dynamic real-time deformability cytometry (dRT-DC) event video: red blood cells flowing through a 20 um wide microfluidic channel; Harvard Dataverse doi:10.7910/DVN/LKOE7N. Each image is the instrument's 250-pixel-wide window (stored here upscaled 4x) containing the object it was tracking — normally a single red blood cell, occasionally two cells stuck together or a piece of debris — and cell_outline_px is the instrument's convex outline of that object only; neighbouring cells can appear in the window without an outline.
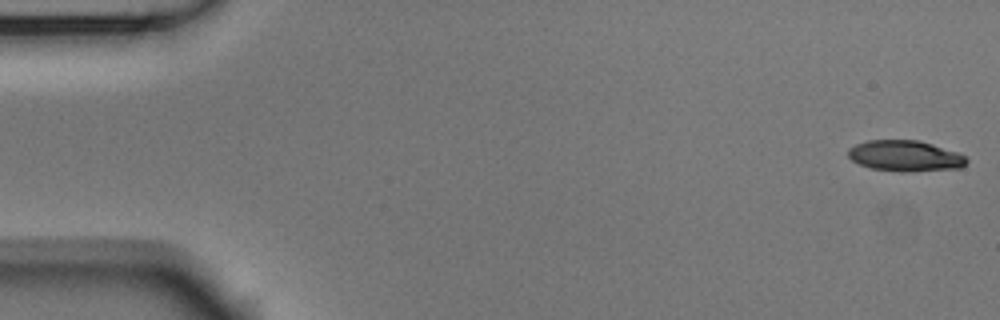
{"species": "Egyptian fruit bat (a non-hibernating species)", "species_latin": "Rousettus aegyptiacus", "temperature_condition": "room temperature", "stored_images_in_passage": 54, "camera_frame_rate_fps": 3000, "um_per_image_px": 0.085, "animal": {"sex": "male"}, "frame": {"image": 1, "passage_image": 1, "time_ms": 0.0, "image_size_px": [1000, 320], "cell_outline_px": [[968, 160], [960, 168], [904, 172], [900, 172], [872, 168], [860, 164], [852, 160], [848, 156], [848, 148], [856, 144], [868, 140], [920, 140], [956, 152], [964, 156]], "centroid_in_image_um": [76.91, 13.25], "position_along_channel_um": 8.1, "area_um2": 21.15}}
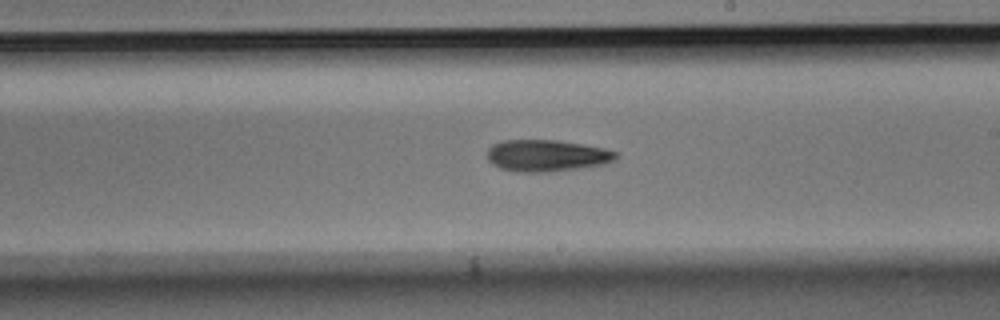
{"frame": {"image": 2, "passage_image": 31, "time_ms": 10.0, "image_size_px": [1000, 320], "cell_outline_px": [[620, 156], [616, 160], [604, 164], [548, 172], [516, 172], [500, 168], [492, 164], [488, 160], [488, 148], [492, 144], [504, 140], [556, 140], [584, 144], [604, 148], [616, 152]], "centroid_in_image_um": [46.47, 13.22], "position_along_channel_um": 242.5, "area_um2": 23.87}}
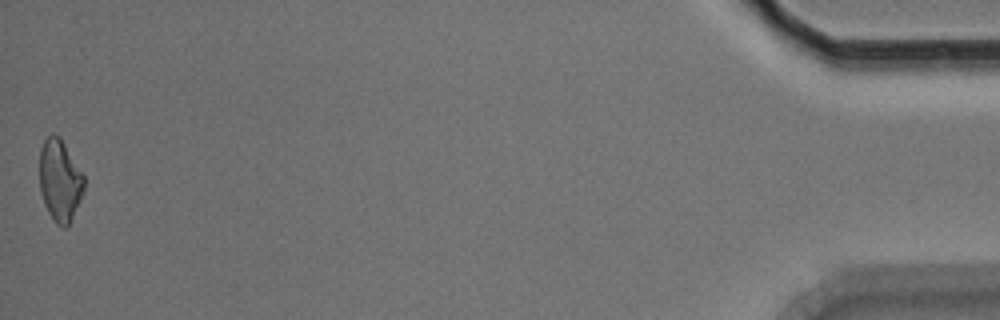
{"frame": {"image": 3, "passage_image": 54, "time_ms": 17.667, "image_size_px": [1000, 320], "cell_outline_px": [[84, 188], [80, 200], [68, 228], [60, 228], [56, 224], [48, 212], [44, 204], [40, 192], [40, 148], [44, 140], [52, 132], [60, 136], [84, 176]], "centroid_in_image_um": [5.08, 15.36], "position_along_channel_um": 430.1, "area_um2": 21.39}, "authors_computed_cell_mechanics": {"area_um2": 22.4842, "velocity_mm_per_s": 3.697, "shape_relaxation_time_tau1_ms": 7.057, "shape_relaxation_time_tau2_ms": null, "deformation_change_tau1": 0.1466, "deformation_change_tau2": null}}